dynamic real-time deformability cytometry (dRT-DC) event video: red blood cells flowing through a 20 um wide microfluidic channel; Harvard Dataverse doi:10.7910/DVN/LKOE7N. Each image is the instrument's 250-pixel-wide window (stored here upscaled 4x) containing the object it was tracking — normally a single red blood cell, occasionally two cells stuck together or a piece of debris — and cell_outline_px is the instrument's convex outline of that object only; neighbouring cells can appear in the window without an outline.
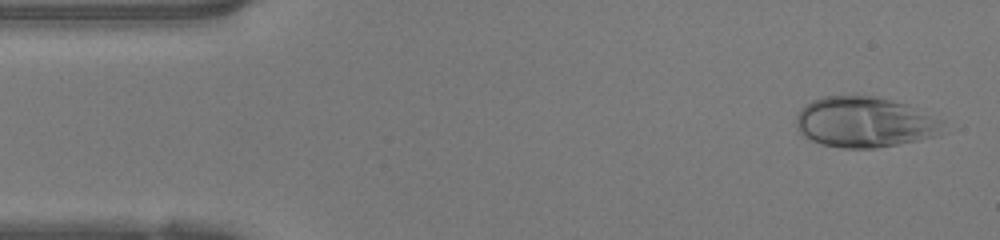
{"species": "human", "species_latin": "Homo sapiens", "temperature_condition": "warm", "stored_images_in_passage": 47, "camera_frame_rate_fps": 3000, "um_per_image_px": 0.085, "donor": {"sex": "female"}, "frame": {"image": 1, "passage_image": 2, "time_ms": 0.333, "image_size_px": [1000, 240], "cell_outline_px": [[944, 120], [932, 136], [916, 140], [896, 144], [872, 148], [840, 148], [824, 144], [812, 140], [804, 136], [796, 128], [796, 116], [812, 100], [824, 96], [876, 96], [904, 104]], "centroid_in_image_um": [73.42, 10.38], "position_along_channel_um": 11.6, "area_um2": 42.25}}
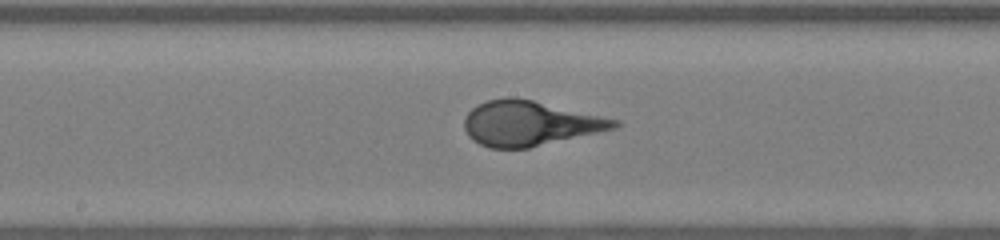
{"frame": {"image": 2, "passage_image": 23, "time_ms": 7.333, "image_size_px": [1000, 240], "cell_outline_px": [[620, 124], [616, 128], [528, 148], [488, 148], [472, 140], [468, 136], [464, 128], [464, 116], [472, 108], [488, 100], [508, 96], [516, 96], [620, 120]], "centroid_in_image_um": [45.0, 10.47], "position_along_channel_um": 203.2, "area_um2": 39.25}}
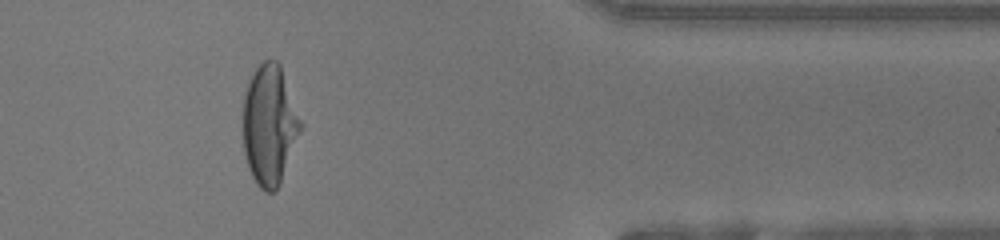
{"frame": {"image": 3, "passage_image": 38, "time_ms": 12.333, "image_size_px": [1000, 240], "cell_outline_px": [[304, 124], [280, 180], [276, 188], [272, 192], [268, 192], [260, 188], [256, 184], [248, 168], [244, 152], [244, 96], [248, 84], [256, 68], [264, 60], [276, 60], [280, 64]], "centroid_in_image_um": [22.92, 10.6], "position_along_channel_um": 388.5, "area_um2": 39.88}, "authors_computed_cell_mechanics": {"area_um2": 39.882, "velocity_mm_per_s": 4.2527, "shape_relaxation_time_tau1_ms": 5.3384, "shape_relaxation_time_tau2_ms": null, "deformation_change_tau1": 0.3012, "deformation_change_tau2": null}}